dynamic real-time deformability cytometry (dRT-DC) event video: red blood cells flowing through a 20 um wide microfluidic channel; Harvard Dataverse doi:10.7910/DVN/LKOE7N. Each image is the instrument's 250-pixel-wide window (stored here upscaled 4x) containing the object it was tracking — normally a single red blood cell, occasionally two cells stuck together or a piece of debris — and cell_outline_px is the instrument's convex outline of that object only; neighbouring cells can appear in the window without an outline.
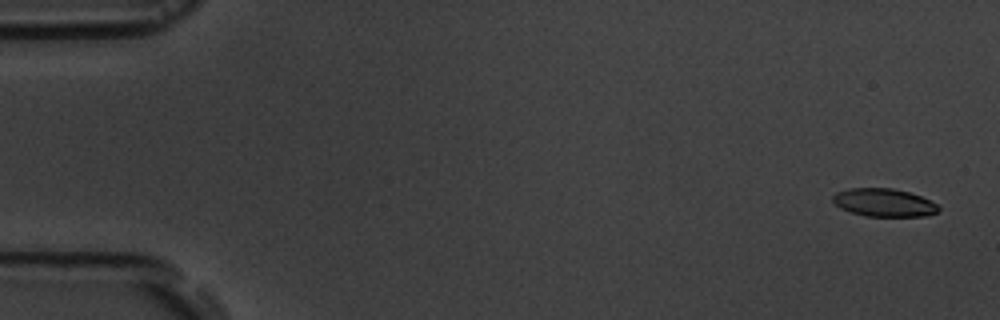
{"species": "common noctule bat (a hibernating species)", "species_latin": "Nyctalus noctula", "temperature_condition": "room temperature", "stored_images_in_passage": 5, "camera_frame_rate_fps": 3000, "um_per_image_px": 0.085, "animal": {"sex": "male", "body_mass_g": 19.5, "forearm_length_mm": 54.6}, "frame": {"image": 1, "passage_image": 1, "time_ms": 0.0, "image_size_px": [1000, 320], "cell_outline_px": [[940, 208], [936, 212], [924, 216], [864, 216], [840, 208], [832, 200], [832, 196], [836, 192], [848, 188], [892, 188], [908, 192], [920, 196], [936, 204]], "centroid_in_image_um": [75.09, 17.21], "position_along_channel_um": 9.9, "area_um2": 17.11}}
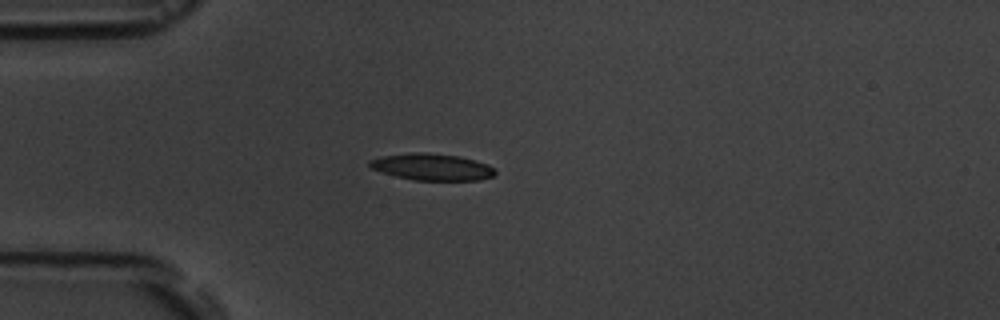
{"frame": {"image": 2, "passage_image": 5, "time_ms": 4.333, "image_size_px": [1000, 320], "cell_outline_px": [[496, 172], [492, 176], [480, 180], [412, 180], [396, 176], [372, 168], [368, 164], [368, 160], [380, 156], [412, 152], [424, 152], [460, 156], [488, 164], [496, 168]], "centroid_in_image_um": [36.73, 14.18], "position_along_channel_um": 48.3, "area_um2": 19.59}}